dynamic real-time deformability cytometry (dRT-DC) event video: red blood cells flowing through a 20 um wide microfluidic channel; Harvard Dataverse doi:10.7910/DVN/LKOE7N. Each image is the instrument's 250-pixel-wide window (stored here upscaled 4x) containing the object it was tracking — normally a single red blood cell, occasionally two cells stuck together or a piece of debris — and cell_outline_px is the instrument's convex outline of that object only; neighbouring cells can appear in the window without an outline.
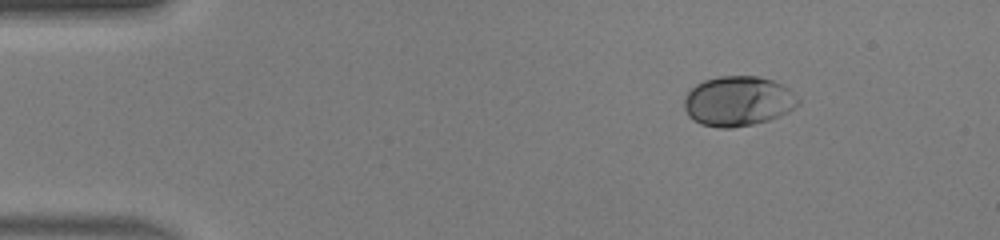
{"species": "human", "species_latin": "Homo sapiens", "temperature_condition": "warm", "stored_images_in_passage": 43, "camera_frame_rate_fps": 3000, "um_per_image_px": 0.085, "donor": {"sex": "male"}, "frame": {"image": 1, "passage_image": 1, "time_ms": 0.0, "image_size_px": [1000, 240], "cell_outline_px": [[800, 104], [788, 112], [780, 116], [768, 120], [752, 124], [732, 128], [720, 128], [700, 124], [692, 120], [688, 116], [684, 108], [684, 96], [696, 84], [704, 80], [720, 76], [756, 76], [772, 80], [788, 88], [800, 100]], "centroid_in_image_um": [62.72, 8.61], "position_along_channel_um": 22.3, "area_um2": 33.29}}
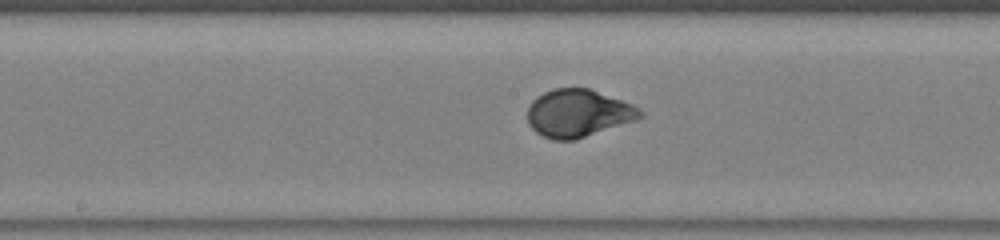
{"frame": {"image": 2, "passage_image": 20, "time_ms": 6.333, "image_size_px": [1000, 240], "cell_outline_px": [[644, 116], [636, 120], [576, 140], [552, 140], [536, 132], [528, 124], [528, 104], [536, 96], [552, 88], [588, 88], [632, 104], [640, 108], [644, 112]], "centroid_in_image_um": [49.14, 9.63], "position_along_channel_um": 199.1, "area_um2": 31.44}}
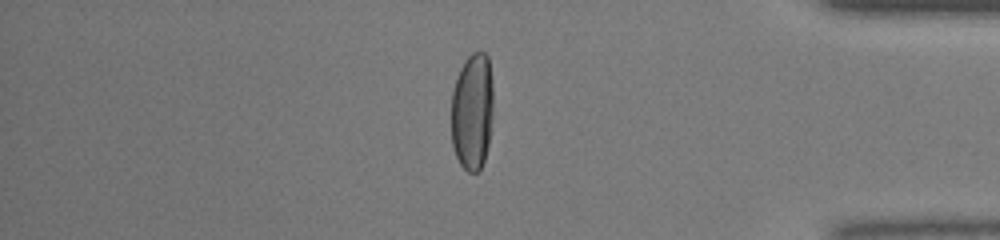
{"frame": {"image": 3, "passage_image": 36, "time_ms": 11.667, "image_size_px": [1000, 240], "cell_outline_px": [[492, 112], [488, 144], [484, 160], [480, 172], [468, 172], [460, 164], [456, 156], [452, 144], [452, 92], [456, 76], [464, 60], [472, 52], [484, 52], [488, 56], [492, 80]], "centroid_in_image_um": [40.14, 9.46], "position_along_channel_um": 395.1, "area_um2": 28.84}, "authors_computed_cell_mechanics": {"area_um2": 31.1542, "velocity_mm_per_s": 4.2005, "shape_relaxation_time_tau1_ms": 3.5822, "shape_relaxation_time_tau2_ms": null, "deformation_change_tau1": 0.2107, "deformation_change_tau2": null}}